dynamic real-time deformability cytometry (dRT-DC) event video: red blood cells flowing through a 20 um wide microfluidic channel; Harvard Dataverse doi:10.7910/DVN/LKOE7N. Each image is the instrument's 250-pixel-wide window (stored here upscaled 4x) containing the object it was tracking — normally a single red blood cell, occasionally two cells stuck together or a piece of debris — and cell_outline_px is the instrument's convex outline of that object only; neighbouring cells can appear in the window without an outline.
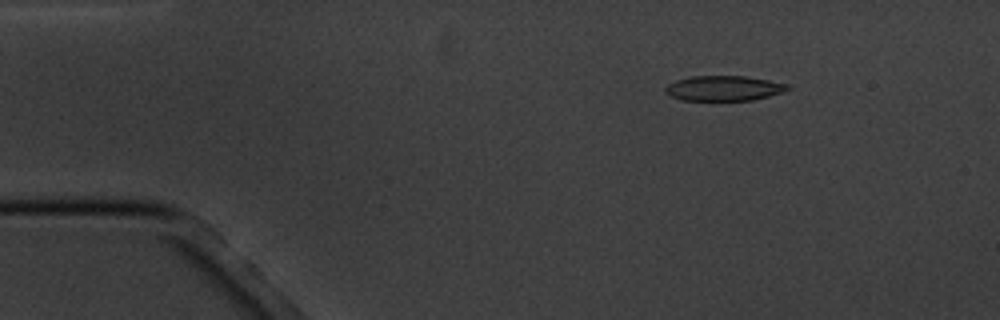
{"species": "common noctule bat (a hibernating species)", "species_latin": "Nyctalus noctula", "temperature_condition": "cold", "stored_images_in_passage": 4, "camera_frame_rate_fps": 3000, "um_per_image_px": 0.085, "animal": {"sex": "male", "body_mass_g": 20.1, "forearm_length_mm": 53.5}, "frame": {"image": 1, "passage_image": 4, "time_ms": 3.667, "image_size_px": [1000, 320], "cell_outline_px": [[792, 88], [784, 92], [752, 100], [684, 100], [672, 96], [664, 92], [664, 88], [668, 84], [676, 80], [692, 76], [744, 76], [768, 80], [788, 84]], "centroid_in_image_um": [61.54, 7.5], "position_along_channel_um": 23.5, "area_um2": 17.8}}